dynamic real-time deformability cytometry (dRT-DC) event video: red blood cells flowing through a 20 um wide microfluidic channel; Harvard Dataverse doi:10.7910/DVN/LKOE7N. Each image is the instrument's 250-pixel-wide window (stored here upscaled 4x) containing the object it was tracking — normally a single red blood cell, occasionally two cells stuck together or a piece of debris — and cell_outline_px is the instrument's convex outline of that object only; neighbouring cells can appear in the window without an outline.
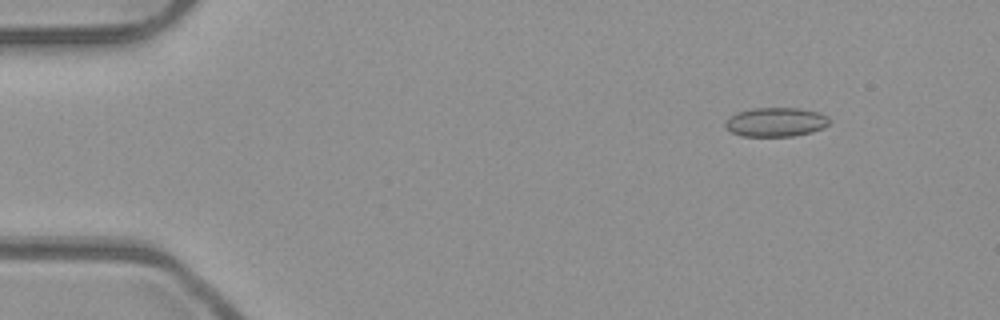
{"species": "common noctule bat (a hibernating species)", "species_latin": "Nyctalus noctula", "temperature_condition": "room temperature", "stored_images_in_passage": 51, "camera_frame_rate_fps": 3000, "um_per_image_px": 0.085, "animal": {"sex": "male", "body_mass_g": 23.1, "forearm_length_mm": 52.7}, "frame": {"image": 1, "passage_image": 5, "time_ms": 1.333, "image_size_px": [1000, 320], "cell_outline_px": [[828, 124], [824, 128], [812, 132], [792, 136], [740, 136], [732, 132], [724, 124], [736, 112], [752, 108], [800, 108], [820, 112], [828, 116]], "centroid_in_image_um": [65.98, 10.37], "position_along_channel_um": 19.0, "area_um2": 17.63}}
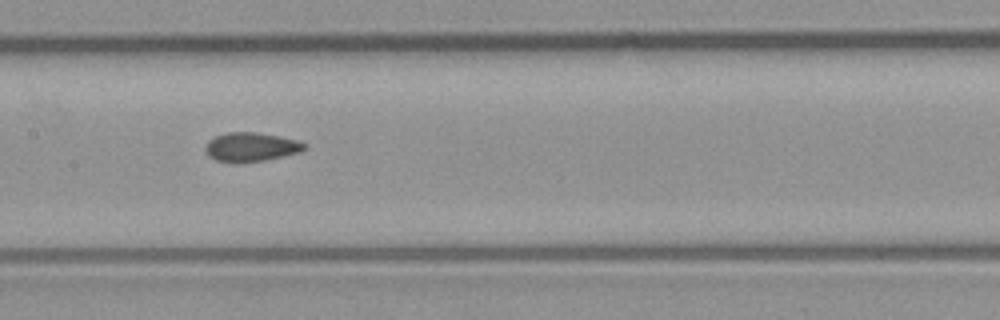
{"frame": {"image": 2, "passage_image": 25, "time_ms": 8.0, "image_size_px": [1000, 320], "cell_outline_px": [[304, 148], [300, 152], [264, 160], [216, 160], [204, 148], [208, 140], [216, 136], [228, 132], [256, 132], [280, 136], [296, 140], [304, 144]], "centroid_in_image_um": [21.35, 12.44], "position_along_channel_um": 186.1, "area_um2": 15.9}}
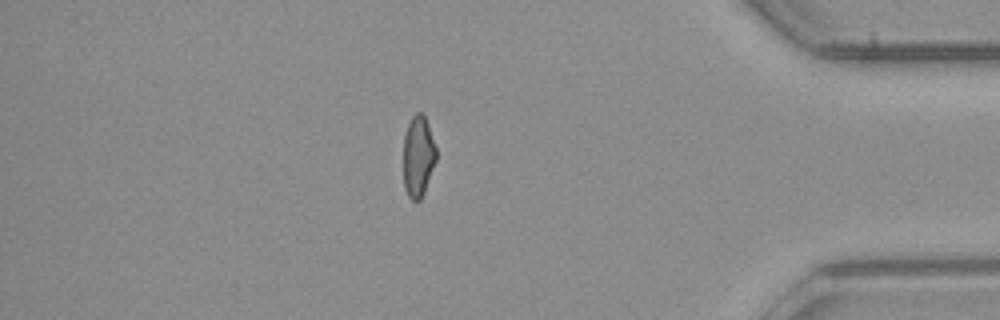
{"frame": {"image": 3, "passage_image": 44, "time_ms": 14.333, "image_size_px": [1000, 320], "cell_outline_px": [[436, 160], [424, 192], [420, 200], [412, 200], [408, 196], [404, 188], [404, 136], [408, 124], [412, 116], [416, 112], [420, 112], [424, 116], [428, 124], [436, 148]], "centroid_in_image_um": [35.54, 13.29], "position_along_channel_um": 399.7, "area_um2": 15.37}, "authors_computed_cell_mechanics": {"area_um2": 16.6464, "velocity_mm_per_s": 3.9568, "shape_relaxation_time_tau1_ms": null, "shape_relaxation_time_tau2_ms": 2.1883, "deformation_change_tau1": null, "deformation_change_tau2": 0.0807}}